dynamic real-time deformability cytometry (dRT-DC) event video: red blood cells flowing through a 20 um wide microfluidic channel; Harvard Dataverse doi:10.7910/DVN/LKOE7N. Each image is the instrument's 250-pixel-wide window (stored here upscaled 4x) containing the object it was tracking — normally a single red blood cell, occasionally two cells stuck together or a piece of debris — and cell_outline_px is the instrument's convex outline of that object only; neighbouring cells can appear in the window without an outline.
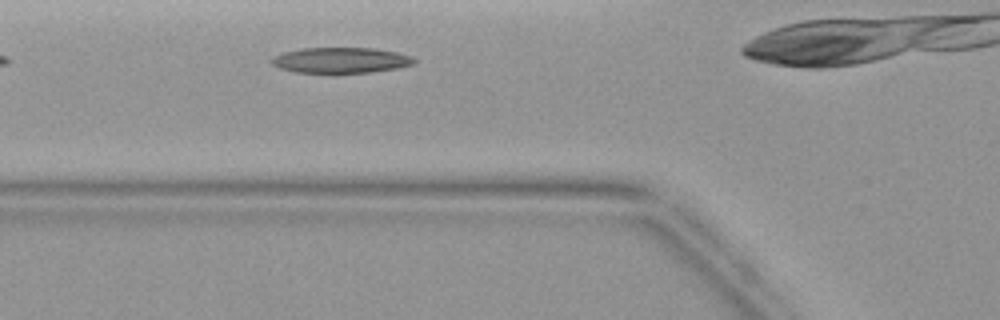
{"species": "common noctule bat (a hibernating species)", "species_latin": "Nyctalus noctula", "temperature_condition": "warm", "stored_images_in_passage": 3, "camera_frame_rate_fps": 3000, "um_per_image_px": 0.085, "animal": {"sex": "female", "body_mass_g": 19.9}, "frame": {"image": 1, "passage_image": 2, "time_ms": 1.333, "image_size_px": [1000, 320], "cell_outline_px": [[416, 64], [396, 68], [372, 72], [336, 76], [332, 76], [296, 72], [280, 68], [272, 64], [272, 56], [284, 52], [300, 48], [376, 48], [396, 52], [412, 56], [416, 60]], "centroid_in_image_um": [28.96, 5.16], "position_along_channel_um": 96.8, "area_um2": 22.31}}